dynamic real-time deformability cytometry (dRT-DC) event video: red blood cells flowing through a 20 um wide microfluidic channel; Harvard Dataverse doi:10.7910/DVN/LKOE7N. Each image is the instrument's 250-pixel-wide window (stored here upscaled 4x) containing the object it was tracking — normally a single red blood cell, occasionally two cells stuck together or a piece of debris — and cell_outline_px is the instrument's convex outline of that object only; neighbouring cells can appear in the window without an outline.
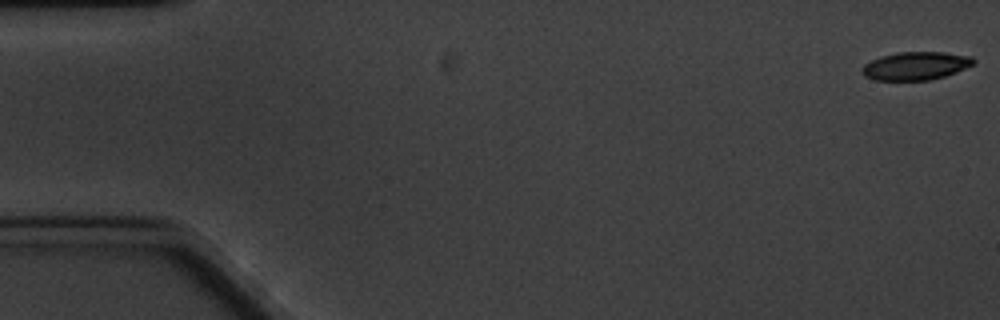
{"species": "common noctule bat (a hibernating species)", "species_latin": "Nyctalus noctula", "temperature_condition": "cold", "stored_images_in_passage": 5, "camera_frame_rate_fps": 3000, "um_per_image_px": 0.085, "animal": {"sex": "male", "body_mass_g": 20.1, "forearm_length_mm": 53.5}, "frame": {"image": 1, "passage_image": 1, "time_ms": 0.0, "image_size_px": [1000, 320], "cell_outline_px": [[976, 60], [972, 64], [956, 72], [944, 76], [928, 80], [876, 80], [864, 76], [860, 72], [860, 68], [864, 64], [880, 56], [896, 52], [944, 52], [972, 56]], "centroid_in_image_um": [77.79, 5.59], "position_along_channel_um": 7.2, "area_um2": 18.32}}
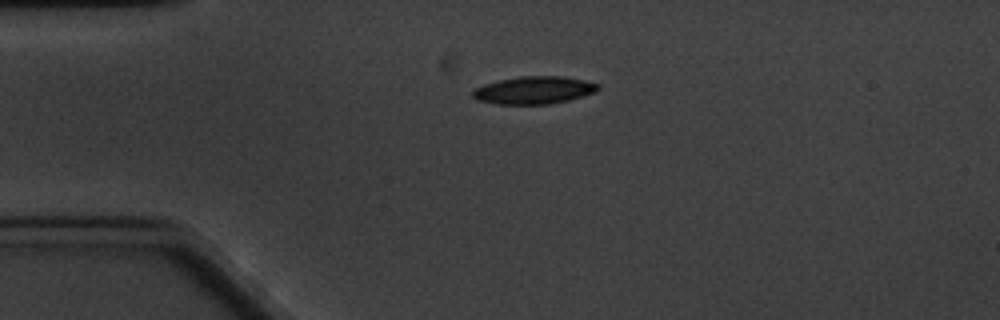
{"frame": {"image": 2, "passage_image": 4, "time_ms": 4.333, "image_size_px": [1000, 320], "cell_outline_px": [[600, 88], [596, 92], [568, 100], [548, 104], [496, 104], [476, 100], [472, 96], [472, 92], [476, 88], [484, 84], [500, 80], [520, 76], [564, 76], [584, 80], [600, 84]], "centroid_in_image_um": [45.4, 7.66], "position_along_channel_um": 39.6, "area_um2": 20.17}}